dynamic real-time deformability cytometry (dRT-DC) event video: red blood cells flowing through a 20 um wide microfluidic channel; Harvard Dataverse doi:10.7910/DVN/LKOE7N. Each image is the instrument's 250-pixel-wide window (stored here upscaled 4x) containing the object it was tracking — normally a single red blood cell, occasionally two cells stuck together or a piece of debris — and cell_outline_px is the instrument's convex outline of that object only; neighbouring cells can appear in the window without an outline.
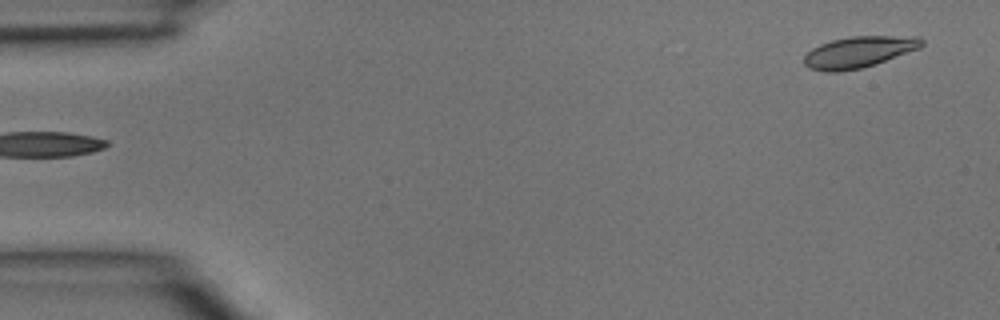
{"species": "common noctule bat (a hibernating species)", "species_latin": "Nyctalus noctula", "temperature_condition": "room temperature", "stored_images_in_passage": 4, "camera_frame_rate_fps": 3000, "um_per_image_px": 0.085, "animal": {"sex": "male", "body_mass_g": 15.6}, "frame": {"image": 1, "passage_image": 4, "time_ms": 1.0, "image_size_px": [1000, 320], "cell_outline_px": [[924, 44], [920, 48], [876, 64], [860, 68], [836, 72], [824, 72], [808, 68], [804, 64], [804, 56], [812, 48], [820, 44], [832, 40], [852, 36], [920, 36], [924, 40]], "centroid_in_image_um": [73.01, 4.42], "position_along_channel_um": 12.0, "area_um2": 21.56}}